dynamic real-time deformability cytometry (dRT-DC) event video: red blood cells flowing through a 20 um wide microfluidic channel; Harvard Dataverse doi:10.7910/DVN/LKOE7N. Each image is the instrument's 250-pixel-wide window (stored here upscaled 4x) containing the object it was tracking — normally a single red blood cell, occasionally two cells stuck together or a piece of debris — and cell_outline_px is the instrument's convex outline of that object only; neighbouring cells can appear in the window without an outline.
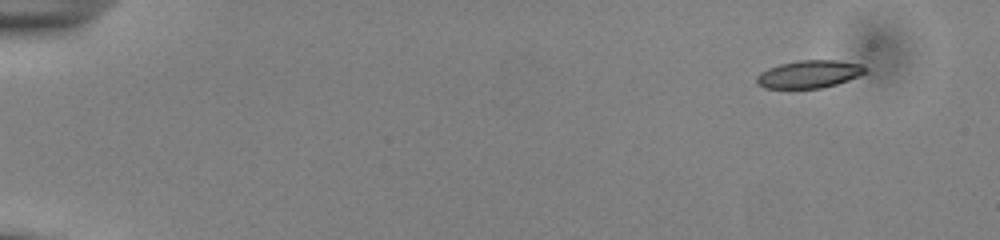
{"species": "common noctule bat (a hibernating species)", "species_latin": "Nyctalus noctula", "temperature_condition": "cold", "stored_images_in_passage": 51, "camera_frame_rate_fps": 3000, "um_per_image_px": 0.085, "animal": {"sex": "male", "body_mass_g": 13.0, "forearm_length_mm": 53.1}, "frame": {"image": 1, "passage_image": 1, "time_ms": 0.0, "image_size_px": [1000, 240], "cell_outline_px": [[868, 72], [860, 76], [836, 84], [820, 88], [764, 88], [756, 84], [756, 76], [760, 72], [768, 68], [780, 64], [800, 60], [836, 60], [860, 64], [868, 68]], "centroid_in_image_um": [68.79, 6.3], "position_along_channel_um": 16.2, "area_um2": 17.63}}
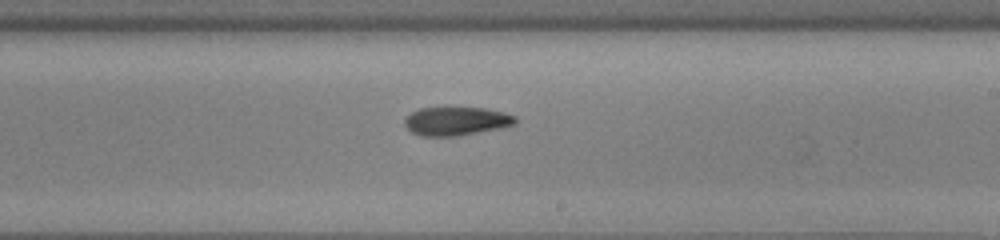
{"frame": {"image": 2, "passage_image": 30, "time_ms": 9.667, "image_size_px": [1000, 240], "cell_outline_px": [[516, 124], [500, 128], [456, 136], [420, 136], [412, 132], [404, 124], [404, 120], [412, 112], [420, 108], [444, 104], [448, 104], [484, 108], [504, 112], [516, 116]], "centroid_in_image_um": [38.76, 10.24], "position_along_channel_um": 250.2, "area_um2": 19.25}}
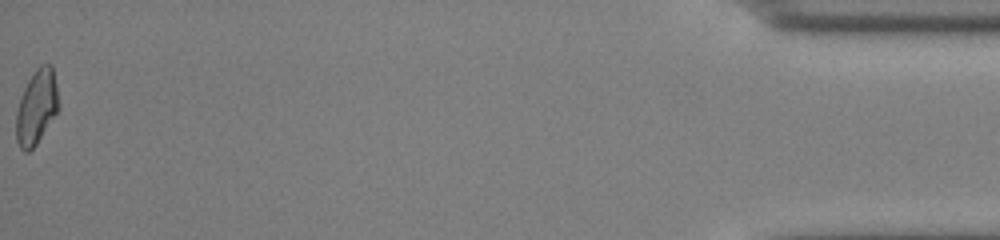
{"frame": {"image": 3, "passage_image": 51, "time_ms": 16.667, "image_size_px": [1000, 240], "cell_outline_px": [[56, 112], [36, 144], [28, 152], [24, 152], [20, 148], [16, 140], [16, 112], [24, 88], [28, 80], [36, 68], [40, 64], [52, 64], [56, 88]], "centroid_in_image_um": [3.06, 9.1], "position_along_channel_um": 432.1, "area_um2": 17.8}, "authors_computed_cell_mechanics": {"area_um2": 18.3804, "velocity_mm_per_s": 3.867, "shape_relaxation_time_tau1_ms": 6.2705, "shape_relaxation_time_tau2_ms": 6.8908, "deformation_change_tau1": 0.1546, "deformation_change_tau2": 0.1537}}